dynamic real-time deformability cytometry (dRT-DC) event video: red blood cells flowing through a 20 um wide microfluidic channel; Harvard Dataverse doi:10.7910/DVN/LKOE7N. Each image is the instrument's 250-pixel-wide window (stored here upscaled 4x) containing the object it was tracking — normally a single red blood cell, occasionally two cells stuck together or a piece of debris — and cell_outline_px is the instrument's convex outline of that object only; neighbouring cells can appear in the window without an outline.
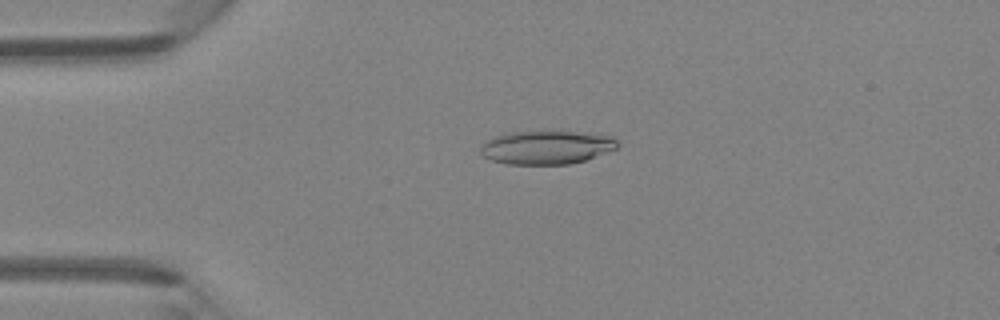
{"species": "Egyptian fruit bat (a non-hibernating species)", "species_latin": "Rousettus aegyptiacus", "temperature_condition": "room temperature", "stored_images_in_passage": 46, "camera_frame_rate_fps": 3000, "um_per_image_px": 0.085, "animal": {"sex": "female"}, "frame": {"image": 1, "passage_image": 11, "time_ms": 3.333, "image_size_px": [1000, 320], "cell_outline_px": [[620, 144], [616, 148], [584, 160], [568, 164], [508, 164], [492, 160], [484, 156], [480, 152], [480, 148], [488, 140], [496, 136], [512, 132], [540, 128], [544, 128], [612, 136]], "centroid_in_image_um": [46.45, 12.48], "position_along_channel_um": 38.5, "area_um2": 27.22}}
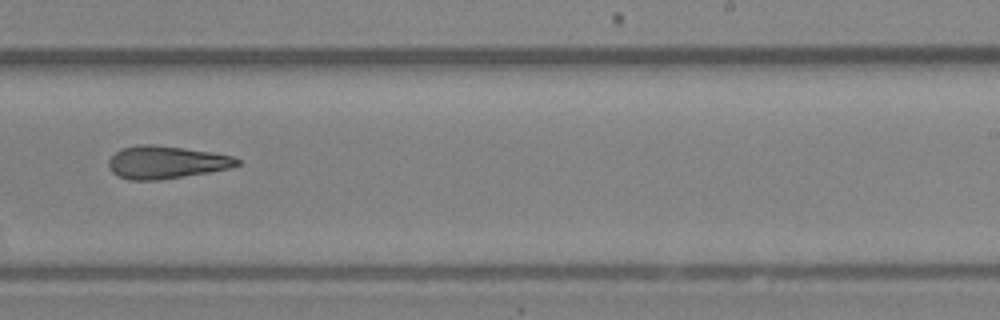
{"frame": {"image": 2, "passage_image": 29, "time_ms": 9.333, "image_size_px": [1000, 320], "cell_outline_px": [[240, 164], [232, 168], [208, 172], [156, 180], [128, 180], [112, 172], [108, 168], [108, 160], [120, 148], [140, 144], [152, 144], [184, 148], [212, 152], [232, 156], [240, 160]], "centroid_in_image_um": [14.11, 13.78], "position_along_channel_um": 274.9, "area_um2": 24.45}}
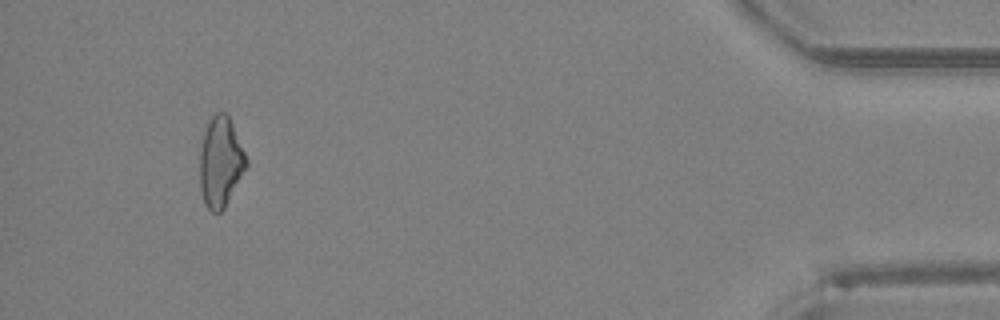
{"frame": {"image": 3, "passage_image": 43, "time_ms": 14.0, "image_size_px": [1000, 320], "cell_outline_px": [[248, 164], [224, 208], [220, 212], [212, 212], [204, 204], [200, 188], [200, 152], [204, 132], [208, 120], [216, 112], [228, 112], [248, 160]], "centroid_in_image_um": [18.74, 13.74], "position_along_channel_um": 416.5, "area_um2": 24.45}}